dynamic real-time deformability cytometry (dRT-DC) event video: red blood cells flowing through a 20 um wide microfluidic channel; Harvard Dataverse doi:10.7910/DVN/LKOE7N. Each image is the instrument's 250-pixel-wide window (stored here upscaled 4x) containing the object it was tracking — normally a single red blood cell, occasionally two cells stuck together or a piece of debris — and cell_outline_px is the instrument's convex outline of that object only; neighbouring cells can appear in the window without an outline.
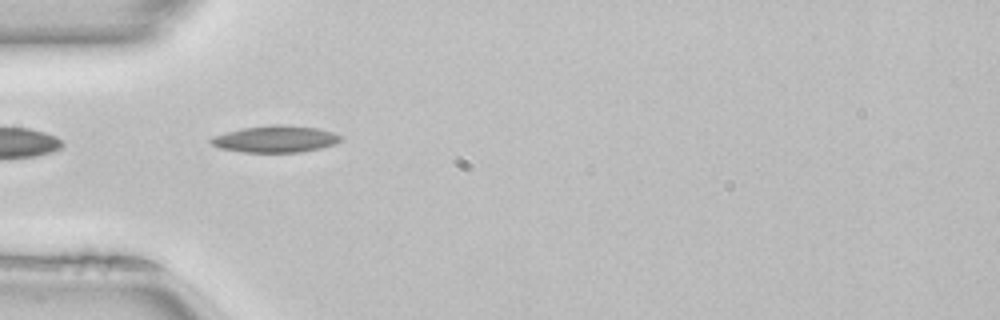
{"species": "common noctule bat (a hibernating species)", "species_latin": "Nyctalus noctula", "temperature_condition": "room temperature", "stored_images_in_passage": 36, "camera_frame_rate_fps": 3000, "um_per_image_px": 0.085, "animal": {"sex": "female", "body_mass_g": 22.7, "forearm_length_mm": 54.2}, "frame": {"image": 1, "passage_image": 1, "time_ms": 0.0, "image_size_px": [1000, 320], "cell_outline_px": [[344, 140], [336, 144], [320, 148], [300, 152], [244, 152], [220, 148], [212, 144], [208, 140], [212, 136], [244, 128], [268, 124], [288, 124], [316, 128], [332, 132], [344, 136]], "centroid_in_image_um": [23.46, 11.81], "position_along_channel_um": 61.5, "area_um2": 20.4}, "authors_computed_cell_mechanics": {"area_um2": 18.0336, "velocity_mm_per_s": 4.0577, "shape_relaxation_time_tau1_ms": 8.364, "shape_relaxation_time_tau2_ms": null, "deformation_change_tau1": 0.1432, "deformation_change_tau2": null}}